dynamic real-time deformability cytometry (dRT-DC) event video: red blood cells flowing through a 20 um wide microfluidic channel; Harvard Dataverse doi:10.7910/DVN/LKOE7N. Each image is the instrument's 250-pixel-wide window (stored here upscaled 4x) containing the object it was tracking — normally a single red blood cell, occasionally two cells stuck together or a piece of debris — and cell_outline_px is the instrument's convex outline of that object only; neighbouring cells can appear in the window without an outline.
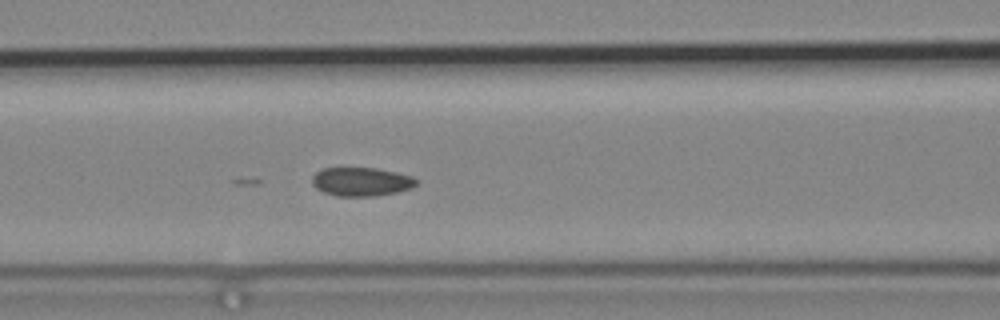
{"species": "common noctule bat (a hibernating species)", "species_latin": "Nyctalus noctula", "temperature_condition": "cold", "stored_images_in_passage": 37, "camera_frame_rate_fps": 3000, "um_per_image_px": 0.085, "animal": {"sex": "male", "body_mass_g": 19.2, "forearm_length_mm": 51.8}, "frame": {"image": 1, "passage_image": 6, "time_ms": 1.667, "image_size_px": [1000, 320], "cell_outline_px": [[416, 184], [412, 188], [396, 192], [372, 196], [336, 196], [324, 192], [316, 188], [312, 184], [312, 176], [320, 168], [376, 168], [396, 172], [412, 176], [416, 180]], "centroid_in_image_um": [30.68, 15.44], "position_along_channel_um": 135.9, "area_um2": 17.4}}
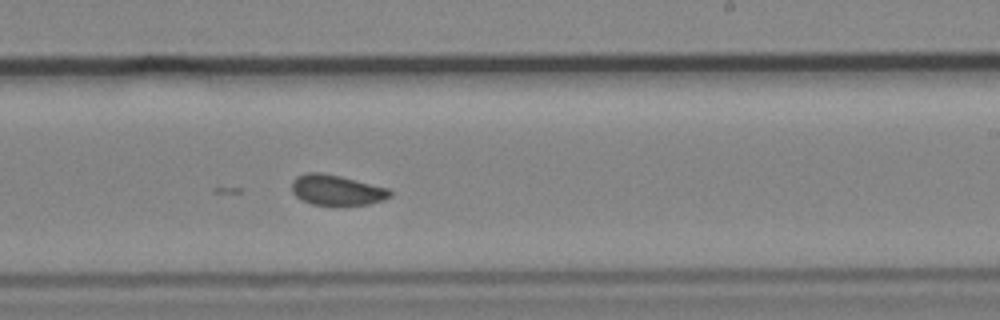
{"frame": {"image": 2, "passage_image": 16, "time_ms": 5.0, "image_size_px": [1000, 320], "cell_outline_px": [[392, 196], [384, 200], [368, 204], [312, 204], [300, 200], [292, 192], [292, 180], [296, 176], [308, 172], [320, 172], [340, 176], [388, 188], [392, 192]], "centroid_in_image_um": [28.6, 16.14], "position_along_channel_um": 260.4, "area_um2": 17.28}}
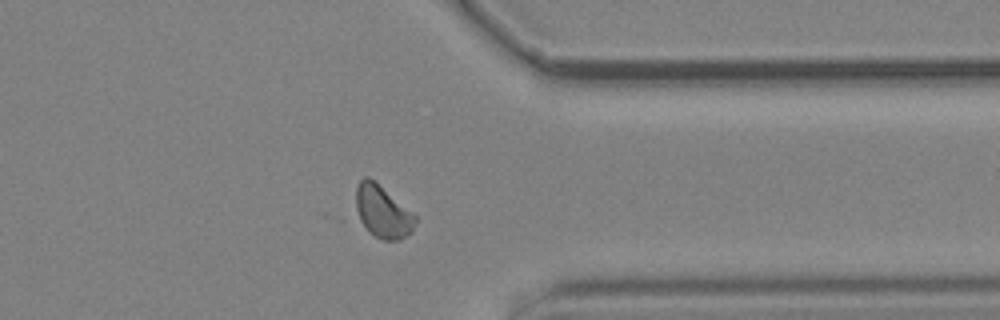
{"frame": {"image": 3, "passage_image": 26, "time_ms": 8.333, "image_size_px": [1000, 320], "cell_outline_px": [[416, 220], [412, 232], [400, 240], [384, 240], [340, 220], [360, 180], [364, 176], [368, 176], [376, 180], [416, 216]], "centroid_in_image_um": [32.16, 18.01], "position_along_channel_um": 379.2, "area_um2": 21.21}}